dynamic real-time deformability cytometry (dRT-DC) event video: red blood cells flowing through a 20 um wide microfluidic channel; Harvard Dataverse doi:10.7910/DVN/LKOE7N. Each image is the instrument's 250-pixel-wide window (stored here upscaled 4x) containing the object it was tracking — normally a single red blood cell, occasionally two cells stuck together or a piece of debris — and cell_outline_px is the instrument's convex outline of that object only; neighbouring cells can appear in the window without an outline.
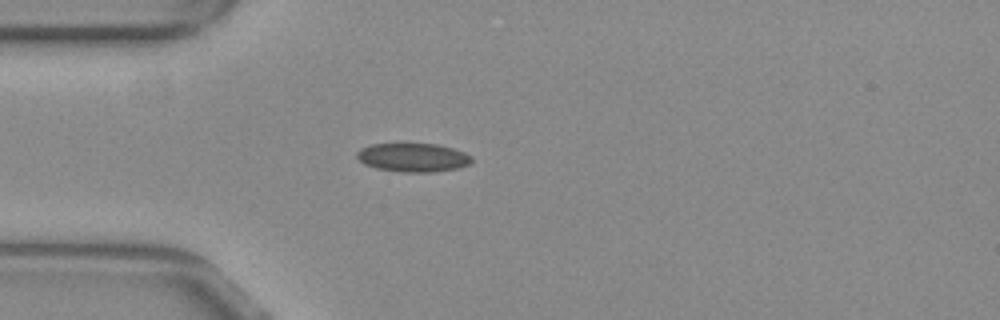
{"species": "common noctule bat (a hibernating species)", "species_latin": "Nyctalus noctula", "temperature_condition": "warm", "stored_images_in_passage": 40, "camera_frame_rate_fps": 3000, "um_per_image_px": 0.085, "animal": {"sex": "female", "body_mass_g": 29.2, "forearm_length_mm": 56.3}, "frame": {"image": 1, "passage_image": 1, "time_ms": 0.0, "image_size_px": [1000, 320], "cell_outline_px": [[472, 164], [456, 168], [432, 172], [400, 172], [376, 168], [364, 164], [356, 156], [356, 152], [360, 148], [372, 144], [436, 144], [452, 148], [464, 152], [472, 156]], "centroid_in_image_um": [35.1, 13.39], "position_along_channel_um": 49.9, "area_um2": 19.19}}
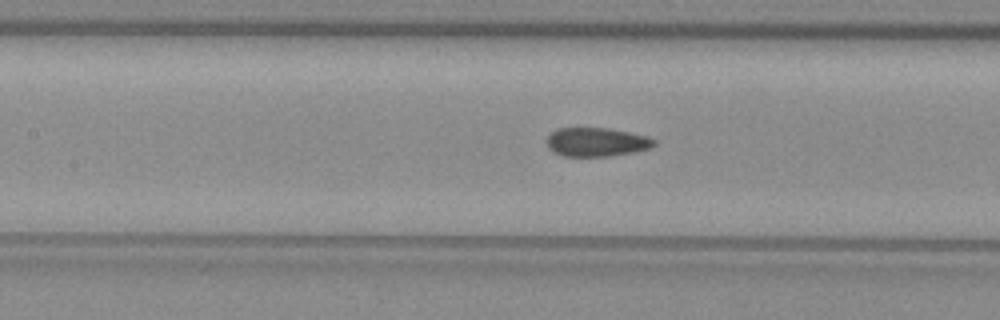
{"frame": {"image": 2, "passage_image": 10, "time_ms": 3.0, "image_size_px": [1000, 320], "cell_outline_px": [[656, 144], [652, 148], [632, 152], [608, 156], [560, 156], [552, 152], [548, 148], [544, 140], [556, 128], [608, 128], [648, 136], [656, 140]], "centroid_in_image_um": [50.67, 12.07], "position_along_channel_um": 156.7, "area_um2": 18.26}}
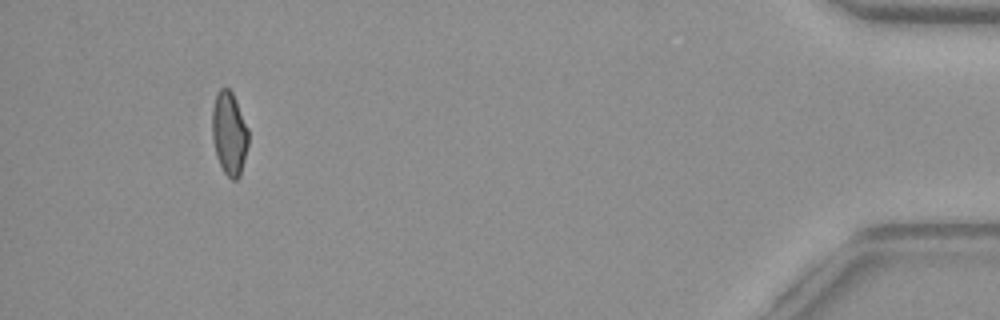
{"frame": {"image": 3, "passage_image": 36, "time_ms": 11.667, "image_size_px": [1000, 320], "cell_outline_px": [[248, 144], [240, 176], [236, 180], [232, 180], [224, 172], [216, 156], [212, 140], [212, 108], [216, 92], [220, 88], [228, 88], [232, 92], [248, 128]], "centroid_in_image_um": [19.47, 11.33], "position_along_channel_um": 415.7, "area_um2": 17.63}, "authors_computed_cell_mechanics": {"area_um2": 18.6694, "velocity_mm_per_s": 3.8623, "shape_relaxation_time_tau1_ms": null, "shape_relaxation_time_tau2_ms": 1.8364, "deformation_change_tau1": null, "deformation_change_tau2": 0.0651}}